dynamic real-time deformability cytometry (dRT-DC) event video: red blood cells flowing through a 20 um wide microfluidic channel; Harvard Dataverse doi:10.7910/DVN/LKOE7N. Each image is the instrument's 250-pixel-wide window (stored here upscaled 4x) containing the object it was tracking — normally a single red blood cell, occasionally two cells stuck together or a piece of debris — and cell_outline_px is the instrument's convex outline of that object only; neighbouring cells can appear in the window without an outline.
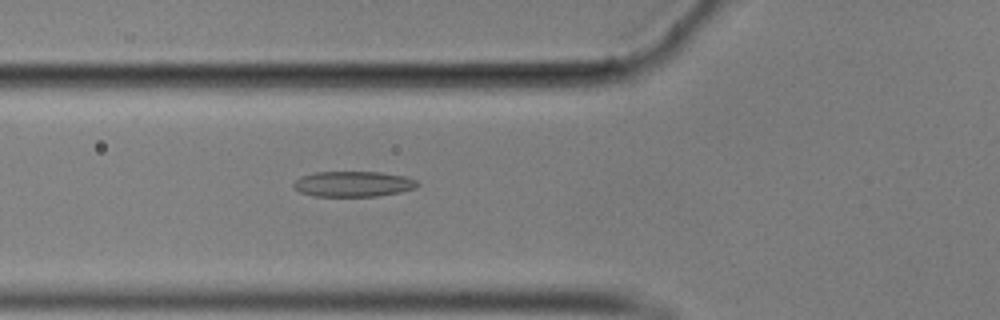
{"species": "common noctule bat (a hibernating species)", "species_latin": "Nyctalus noctula", "temperature_condition": "cold", "stored_images_in_passage": 50, "camera_frame_rate_fps": 3000, "um_per_image_px": 0.085, "animal": {"sex": "male", "body_mass_g": 17.9}, "frame": {"image": 1, "passage_image": 14, "time_ms": 4.333, "image_size_px": [1000, 320], "cell_outline_px": [[420, 184], [416, 188], [400, 192], [376, 196], [312, 196], [300, 192], [292, 188], [292, 184], [300, 176], [316, 172], [380, 172], [404, 176], [416, 180]], "centroid_in_image_um": [30.0, 15.64], "position_along_channel_um": 95.8, "area_um2": 18.5}}
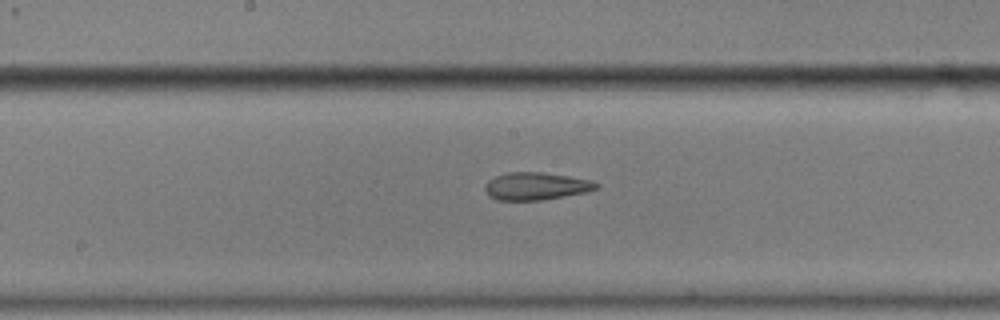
{"frame": {"image": 2, "passage_image": 23, "time_ms": 7.333, "image_size_px": [1000, 320], "cell_outline_px": [[600, 184], [596, 188], [588, 192], [544, 200], [496, 200], [488, 196], [484, 188], [488, 180], [496, 176], [508, 172], [544, 172], [592, 180]], "centroid_in_image_um": [45.57, 15.83], "position_along_channel_um": 202.6, "area_um2": 18.03}}
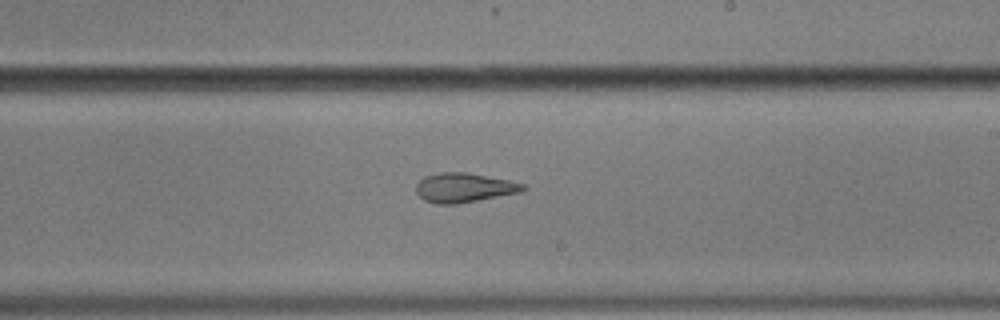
{"frame": {"image": 3, "passage_image": 27, "time_ms": 8.667, "image_size_px": [1000, 320], "cell_outline_px": [[528, 188], [520, 192], [456, 204], [436, 204], [424, 200], [416, 192], [416, 184], [424, 176], [440, 172], [464, 172], [508, 180], [524, 184]], "centroid_in_image_um": [39.42, 15.95], "position_along_channel_um": 249.6, "area_um2": 18.15}, "authors_computed_cell_mechanics": {"area_um2": 17.7157, "velocity_mm_per_s": 3.5244, "shape_relaxation_time_tau1_ms": null, "shape_relaxation_time_tau2_ms": 1.369, "deformation_change_tau1": null, "deformation_change_tau2": 0.0758}}